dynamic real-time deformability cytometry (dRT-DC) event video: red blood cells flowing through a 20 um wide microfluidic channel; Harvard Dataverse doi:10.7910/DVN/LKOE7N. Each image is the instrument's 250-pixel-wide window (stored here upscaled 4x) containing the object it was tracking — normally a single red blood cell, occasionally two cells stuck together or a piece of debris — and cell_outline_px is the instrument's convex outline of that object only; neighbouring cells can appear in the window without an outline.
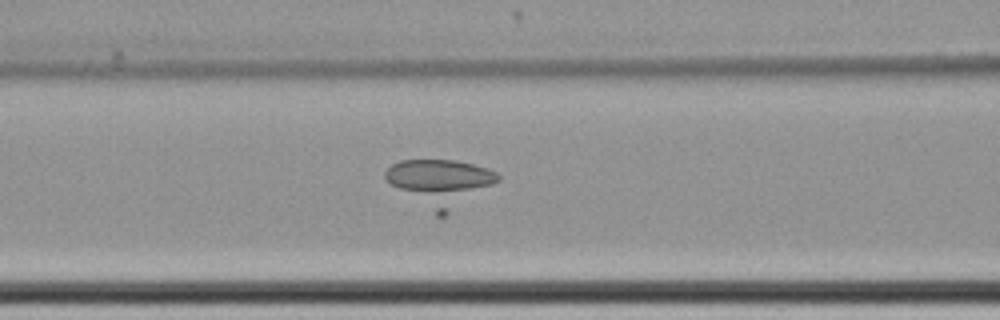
{"species": "common noctule bat (a hibernating species)", "species_latin": "Nyctalus noctula", "temperature_condition": "cold", "stored_images_in_passage": 39, "camera_frame_rate_fps": 3000, "um_per_image_px": 0.085, "animal": {"sex": "female", "body_mass_g": 22.7, "forearm_length_mm": 54.2}, "frame": {"image": 1, "passage_image": 7, "time_ms": 2.0, "image_size_px": [1000, 320], "cell_outline_px": [[500, 180], [444, 216], [436, 216], [392, 184], [384, 176], [384, 172], [392, 164], [400, 160], [456, 160], [488, 168], [496, 172], [500, 176]], "centroid_in_image_um": [37.43, 15.51], "position_along_channel_um": 129.2, "area_um2": 30.0}}
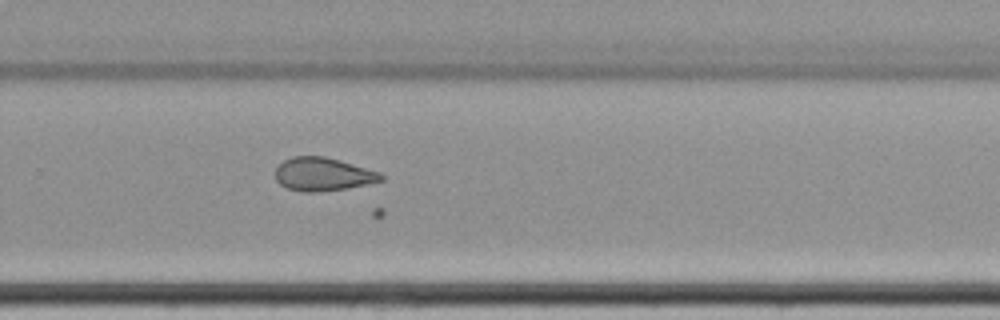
{"frame": {"image": 2, "passage_image": 22, "time_ms": 7.0, "image_size_px": [1000, 320], "cell_outline_px": [[384, 180], [368, 184], [348, 188], [320, 192], [304, 192], [288, 188], [280, 184], [276, 180], [276, 168], [284, 160], [292, 156], [324, 156], [380, 172], [384, 176]], "centroid_in_image_um": [27.46, 14.82], "position_along_channel_um": 302.3, "area_um2": 20.46}}
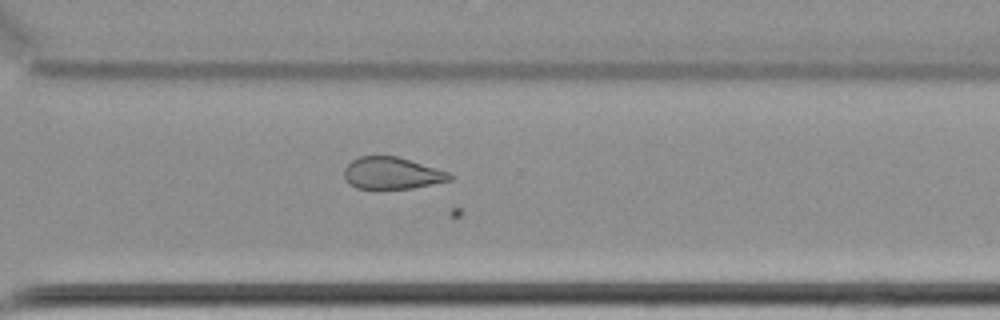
{"frame": {"image": 3, "passage_image": 25, "time_ms": 8.0, "image_size_px": [1000, 320], "cell_outline_px": [[456, 176], [452, 180], [412, 188], [356, 188], [348, 184], [344, 176], [344, 168], [352, 160], [360, 156], [396, 156], [448, 172]], "centroid_in_image_um": [33.31, 14.72], "position_along_channel_um": 337.3, "area_um2": 19.48}}